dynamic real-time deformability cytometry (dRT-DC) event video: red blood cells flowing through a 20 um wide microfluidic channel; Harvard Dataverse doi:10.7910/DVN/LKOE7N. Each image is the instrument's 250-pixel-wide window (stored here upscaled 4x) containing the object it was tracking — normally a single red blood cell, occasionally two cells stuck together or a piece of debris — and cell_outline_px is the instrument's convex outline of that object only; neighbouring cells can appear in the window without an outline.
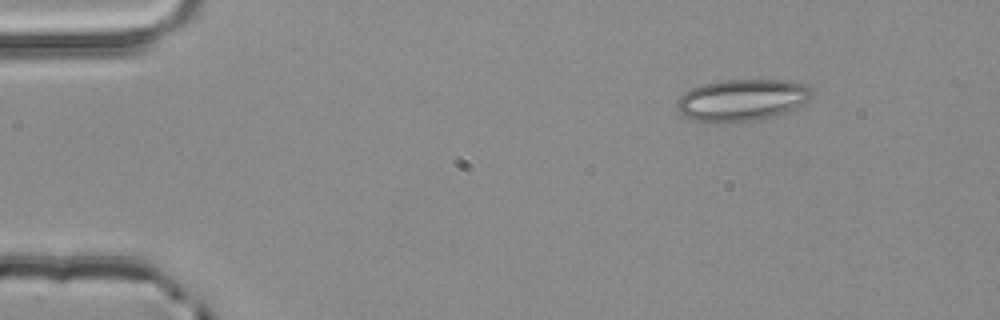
{"species": "common noctule bat (a hibernating species)", "species_latin": "Nyctalus noctula", "temperature_condition": "room temperature", "stored_images_in_passage": 2, "camera_frame_rate_fps": 3000, "um_per_image_px": 0.085, "animal": {"sex": "male", "body_mass_g": 20.4}, "frame": {"image": 1, "passage_image": 1, "time_ms": 0.0, "image_size_px": [1000, 320], "cell_outline_px": [[812, 96], [808, 100], [796, 108], [788, 112], [776, 116], [760, 120], [712, 124], [692, 120], [684, 116], [680, 112], [676, 104], [676, 100], [684, 92], [692, 88], [704, 84], [720, 80], [788, 80], [808, 84], [812, 88]], "centroid_in_image_um": [63.08, 8.52], "position_along_channel_um": 21.9, "area_um2": 33.58}}